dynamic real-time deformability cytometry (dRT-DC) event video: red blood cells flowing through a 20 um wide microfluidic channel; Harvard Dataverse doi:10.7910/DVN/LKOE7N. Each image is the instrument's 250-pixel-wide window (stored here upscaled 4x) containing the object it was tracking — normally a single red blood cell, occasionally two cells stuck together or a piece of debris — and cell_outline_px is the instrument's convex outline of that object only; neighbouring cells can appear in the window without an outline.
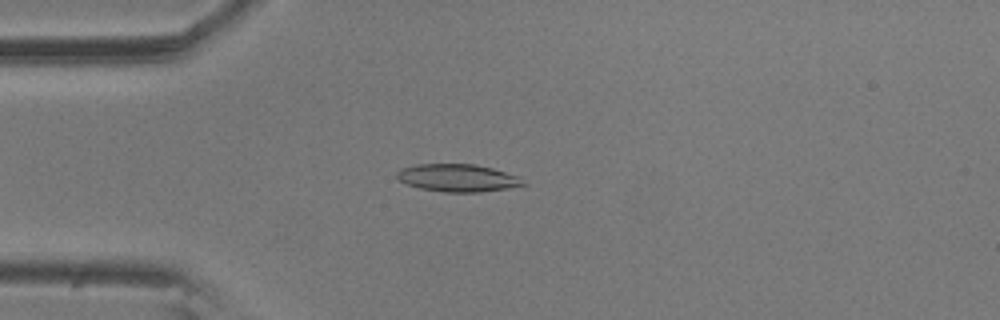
{"species": "common noctule bat (a hibernating species)", "species_latin": "Nyctalus noctula", "temperature_condition": "room temperature", "stored_images_in_passage": 57, "camera_frame_rate_fps": 3000, "um_per_image_px": 0.085, "animal": {"sex": "male", "body_mass_g": 20.5, "forearm_length_mm": 52.5}, "frame": {"image": 1, "passage_image": 15, "time_ms": 4.667, "image_size_px": [1000, 320], "cell_outline_px": [[528, 184], [508, 188], [480, 192], [444, 192], [420, 188], [408, 184], [400, 180], [396, 176], [396, 172], [400, 168], [416, 164], [476, 164], [492, 168], [520, 176]], "centroid_in_image_um": [38.93, 15.11], "position_along_channel_um": 46.1, "area_um2": 20.4}}
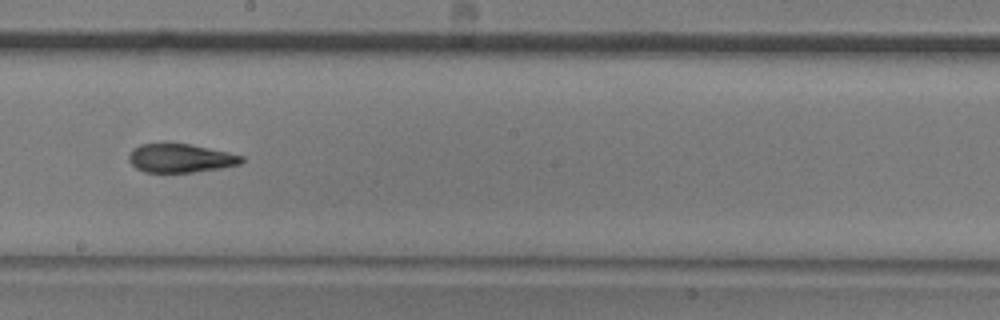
{"frame": {"image": 2, "passage_image": 32, "time_ms": 10.333, "image_size_px": [1000, 320], "cell_outline_px": [[244, 160], [240, 164], [220, 168], [192, 172], [144, 172], [136, 168], [128, 160], [128, 156], [132, 148], [140, 144], [168, 140], [228, 152], [244, 156]], "centroid_in_image_um": [15.28, 13.4], "position_along_channel_um": 232.9, "area_um2": 19.36}}
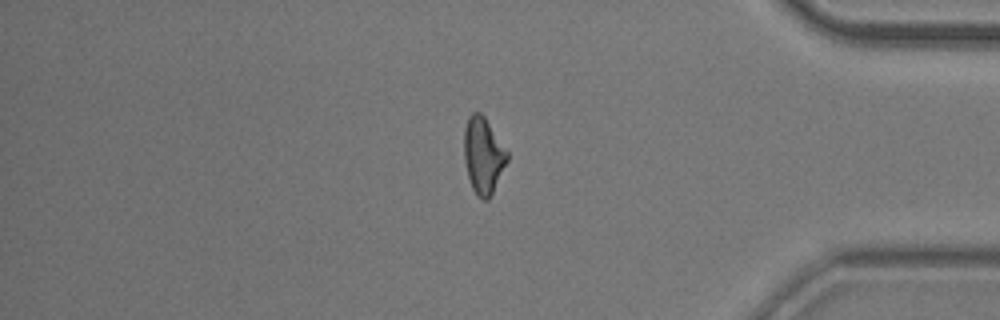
{"frame": {"image": 3, "passage_image": 48, "time_ms": 15.667, "image_size_px": [1000, 320], "cell_outline_px": [[508, 160], [488, 200], [484, 200], [476, 196], [472, 188], [468, 176], [464, 160], [464, 128], [468, 116], [472, 112], [480, 112], [484, 116], [508, 152]], "centroid_in_image_um": [41.06, 13.2], "position_along_channel_um": 394.1, "area_um2": 19.07}, "authors_computed_cell_mechanics": {"area_um2": 19.4786, "velocity_mm_per_s": 3.5397, "shape_relaxation_time_tau1_ms": 10.7423, "shape_relaxation_time_tau2_ms": 2.0923, "deformation_change_tau1": 0.217, "deformation_change_tau2": 0.0913}}